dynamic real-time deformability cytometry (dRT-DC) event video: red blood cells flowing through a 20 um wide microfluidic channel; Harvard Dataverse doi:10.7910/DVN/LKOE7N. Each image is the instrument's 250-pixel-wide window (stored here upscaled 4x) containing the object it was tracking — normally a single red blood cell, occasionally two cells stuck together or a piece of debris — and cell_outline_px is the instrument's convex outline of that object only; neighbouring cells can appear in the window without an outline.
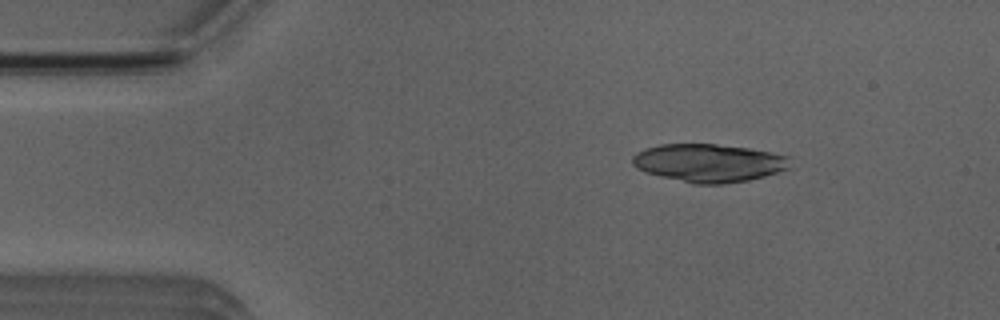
{"species": "Egyptian fruit bat (a non-hibernating species)", "species_latin": "Rousettus aegyptiacus", "temperature_condition": "room temperature", "stored_images_in_passage": 4, "camera_frame_rate_fps": 3000, "um_per_image_px": 0.085, "animal": {"sex": "male"}, "frame": {"image": 1, "passage_image": 2, "time_ms": 2.0, "image_size_px": [1000, 320], "cell_outline_px": [[792, 168], [764, 176], [748, 180], [724, 184], [692, 184], [644, 172], [636, 168], [632, 164], [632, 156], [636, 152], [644, 148], [660, 144], [716, 144], [748, 148], [772, 152], [788, 156]], "centroid_in_image_um": [60.24, 13.85], "position_along_channel_um": 24.8, "area_um2": 35.32}}